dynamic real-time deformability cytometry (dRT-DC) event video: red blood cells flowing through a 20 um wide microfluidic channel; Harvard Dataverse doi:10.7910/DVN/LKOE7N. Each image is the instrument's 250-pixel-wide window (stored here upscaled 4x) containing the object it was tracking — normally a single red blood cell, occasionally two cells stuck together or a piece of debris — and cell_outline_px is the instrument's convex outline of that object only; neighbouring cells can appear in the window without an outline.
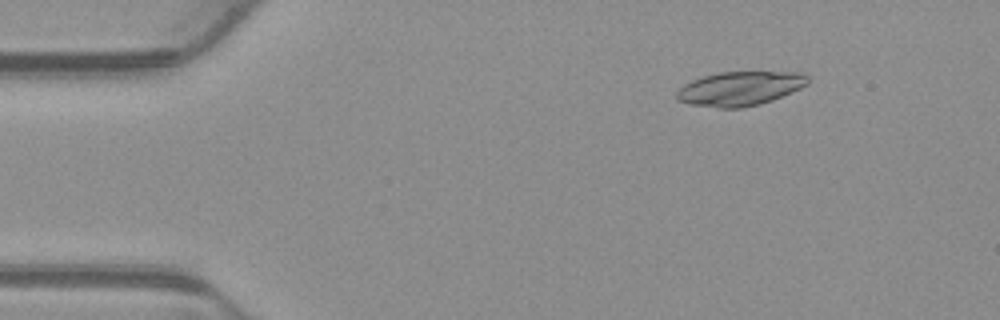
{"species": "common noctule bat (a hibernating species)", "species_latin": "Nyctalus noctula", "temperature_condition": "warm", "stored_images_in_passage": 52, "camera_frame_rate_fps": 3000, "um_per_image_px": 0.085, "animal": {"sex": "male", "body_mass_g": 23.1, "forearm_length_mm": 52.7}, "frame": {"image": 1, "passage_image": 7, "time_ms": 2.0, "image_size_px": [1000, 320], "cell_outline_px": [[808, 84], [800, 88], [772, 100], [760, 104], [740, 108], [716, 108], [688, 104], [676, 100], [676, 92], [684, 84], [692, 80], [704, 76], [720, 72], [800, 72], [808, 76]], "centroid_in_image_um": [62.86, 7.53], "position_along_channel_um": 22.1, "area_um2": 26.13}}